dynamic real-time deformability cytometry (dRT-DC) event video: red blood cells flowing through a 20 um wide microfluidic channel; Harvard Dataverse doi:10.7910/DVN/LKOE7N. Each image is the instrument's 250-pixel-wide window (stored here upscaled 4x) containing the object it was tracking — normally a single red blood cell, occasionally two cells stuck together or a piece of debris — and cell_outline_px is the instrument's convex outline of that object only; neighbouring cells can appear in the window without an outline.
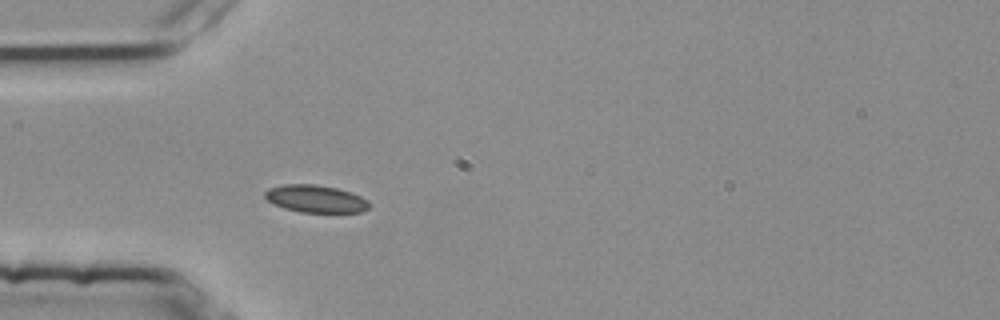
{"species": "common noctule bat (a hibernating species)", "species_latin": "Nyctalus noctula", "temperature_condition": "room temperature", "stored_images_in_passage": 3, "camera_frame_rate_fps": 3000, "um_per_image_px": 0.085, "animal": {"sex": "female", "body_mass_g": 25.1}, "frame": {"image": 1, "passage_image": 3, "time_ms": 0.667, "image_size_px": [1000, 320], "cell_outline_px": [[372, 204], [364, 212], [300, 212], [284, 208], [268, 200], [264, 196], [264, 192], [268, 188], [284, 184], [312, 184], [336, 188], [352, 192], [368, 200]], "centroid_in_image_um": [26.86, 16.9], "position_along_channel_um": 58.1, "area_um2": 16.7}}